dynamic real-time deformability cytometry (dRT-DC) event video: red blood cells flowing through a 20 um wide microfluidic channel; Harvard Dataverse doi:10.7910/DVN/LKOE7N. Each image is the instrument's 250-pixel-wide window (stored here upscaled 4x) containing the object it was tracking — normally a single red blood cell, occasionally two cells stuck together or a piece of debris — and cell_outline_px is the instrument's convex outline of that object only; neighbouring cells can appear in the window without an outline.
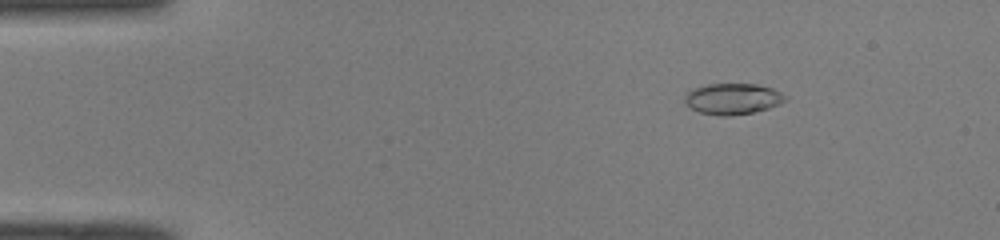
{"species": "common noctule bat (a hibernating species)", "species_latin": "Nyctalus noctula", "temperature_condition": "room temperature", "stored_images_in_passage": 51, "camera_frame_rate_fps": 3000, "um_per_image_px": 0.085, "animal": {"sex": "male", "body_mass_g": 19.0, "forearm_length_mm": 50.8}, "frame": {"image": 1, "passage_image": 8, "time_ms": 2.333, "image_size_px": [1000, 240], "cell_outline_px": [[788, 100], [780, 104], [768, 108], [752, 112], [728, 116], [720, 116], [700, 112], [684, 104], [684, 96], [692, 88], [708, 84], [756, 84], [772, 88], [788, 96]], "centroid_in_image_um": [62.28, 8.39], "position_along_channel_um": 22.7, "area_um2": 18.26}}
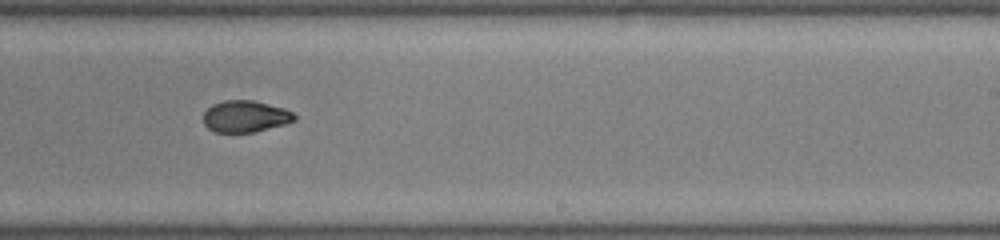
{"frame": {"image": 2, "passage_image": 32, "time_ms": 10.333, "image_size_px": [1000, 240], "cell_outline_px": [[296, 120], [284, 124], [252, 132], [216, 132], [208, 128], [204, 124], [204, 112], [212, 104], [224, 100], [252, 100], [284, 108], [292, 112], [296, 116]], "centroid_in_image_um": [20.84, 9.88], "position_along_channel_um": 268.2, "area_um2": 16.65}}
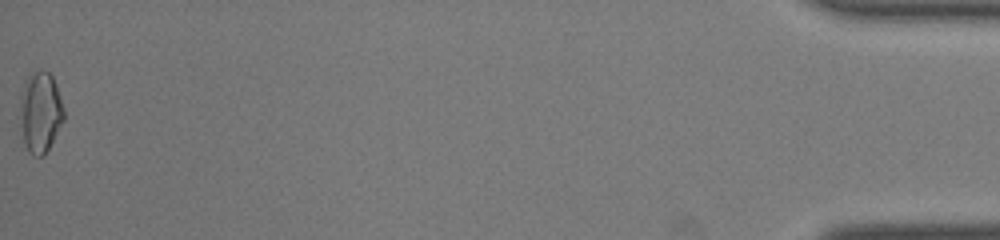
{"frame": {"image": 3, "passage_image": 51, "time_ms": 16.667, "image_size_px": [1000, 240], "cell_outline_px": [[64, 120], [48, 148], [40, 156], [32, 156], [28, 152], [24, 144], [16, 116], [20, 92], [28, 76], [32, 72], [40, 68], [48, 72], [52, 76], [56, 84], [64, 108]], "centroid_in_image_um": [3.36, 9.51], "position_along_channel_um": 431.8, "area_um2": 21.44}, "authors_computed_cell_mechanics": {"area_um2": 17.8602, "velocity_mm_per_s": 4.111, "shape_relaxation_time_tau1_ms": null, "shape_relaxation_time_tau2_ms": 2.0647, "deformation_change_tau1": null, "deformation_change_tau2": 0.0636}}